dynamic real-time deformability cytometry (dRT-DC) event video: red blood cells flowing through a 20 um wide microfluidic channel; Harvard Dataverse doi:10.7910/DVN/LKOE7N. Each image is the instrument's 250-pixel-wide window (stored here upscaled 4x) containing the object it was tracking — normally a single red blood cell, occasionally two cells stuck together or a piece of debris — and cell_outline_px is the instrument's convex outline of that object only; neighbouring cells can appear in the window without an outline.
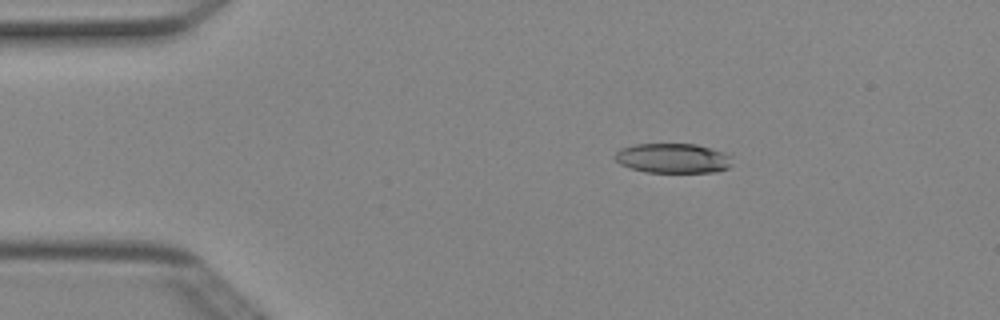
{"species": "Egyptian fruit bat (a non-hibernating species)", "species_latin": "Rousettus aegyptiacus", "temperature_condition": "cold", "stored_images_in_passage": 6, "camera_frame_rate_fps": 3000, "um_per_image_px": 0.085, "animal": {"sex": "female"}, "frame": {"image": 1, "passage_image": 2, "time_ms": 0.333, "image_size_px": [1000, 320], "cell_outline_px": [[732, 164], [728, 168], [716, 172], [644, 172], [620, 164], [612, 156], [620, 148], [636, 144], [696, 144], [724, 152], [732, 156]], "centroid_in_image_um": [57.21, 13.45], "position_along_channel_um": 27.8, "area_um2": 20.46}}
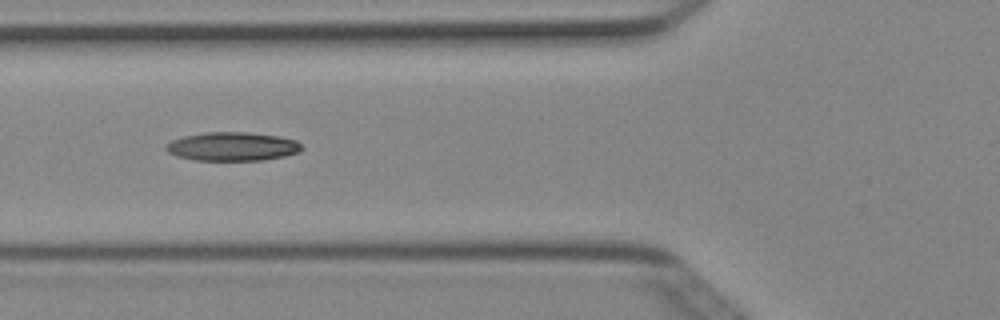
{"frame": {"image": 2, "passage_image": 4, "time_ms": 1.0, "image_size_px": [1000, 320], "cell_outline_px": [[304, 148], [300, 152], [284, 156], [264, 160], [196, 160], [176, 156], [168, 152], [164, 148], [164, 144], [172, 140], [184, 136], [204, 132], [248, 132], [276, 136], [296, 140]], "centroid_in_image_um": [19.73, 12.45], "position_along_channel_um": 106.1, "area_um2": 22.77}}
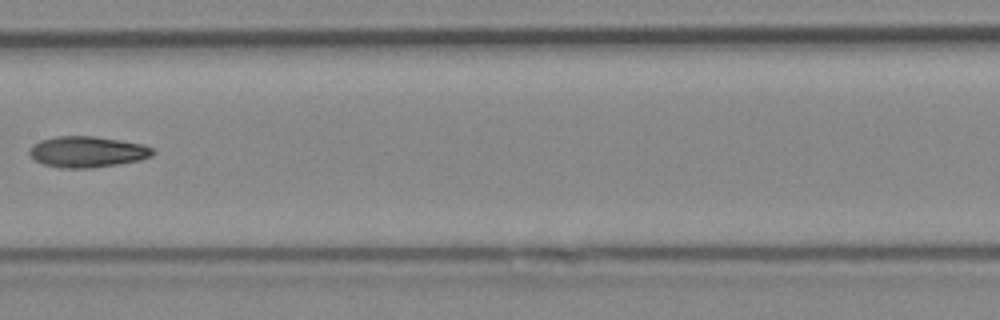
{"frame": {"image": 3, "passage_image": 6, "time_ms": 1.667, "image_size_px": [1000, 320], "cell_outline_px": [[156, 152], [152, 156], [140, 160], [92, 168], [60, 168], [44, 164], [36, 160], [28, 152], [28, 148], [32, 144], [40, 140], [56, 136], [96, 136], [144, 144], [152, 148]], "centroid_in_image_um": [7.42, 12.89], "position_along_channel_um": 200.0, "area_um2": 22.43}}